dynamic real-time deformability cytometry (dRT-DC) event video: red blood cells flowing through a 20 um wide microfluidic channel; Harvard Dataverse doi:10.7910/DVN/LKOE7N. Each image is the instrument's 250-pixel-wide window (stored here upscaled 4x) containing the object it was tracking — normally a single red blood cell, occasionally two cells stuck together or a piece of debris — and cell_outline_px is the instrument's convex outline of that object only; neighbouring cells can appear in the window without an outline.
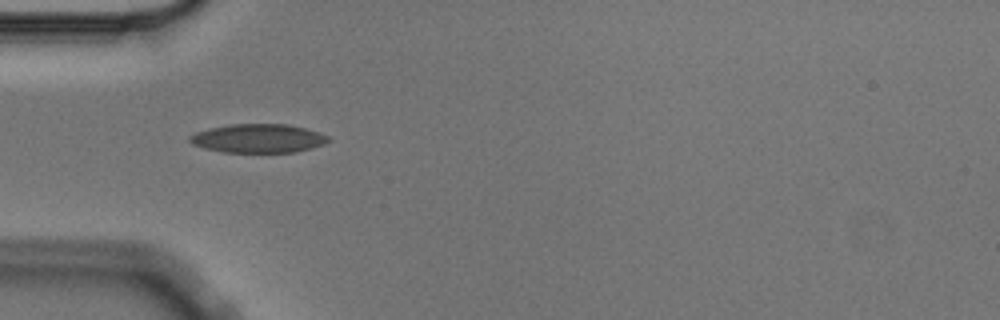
{"species": "Egyptian fruit bat (a non-hibernating species)", "species_latin": "Rousettus aegyptiacus", "temperature_condition": "cold", "stored_images_in_passage": 5, "camera_frame_rate_fps": 3000, "um_per_image_px": 0.085, "animal": {"sex": "male"}, "frame": {"image": 1, "passage_image": 4, "time_ms": 1.0, "image_size_px": [1000, 320], "cell_outline_px": [[332, 140], [324, 144], [312, 148], [296, 152], [224, 152], [204, 148], [192, 144], [188, 140], [188, 136], [196, 132], [212, 128], [232, 124], [288, 124], [320, 132], [328, 136]], "centroid_in_image_um": [21.98, 11.76], "position_along_channel_um": 63.0, "area_um2": 23.24}}
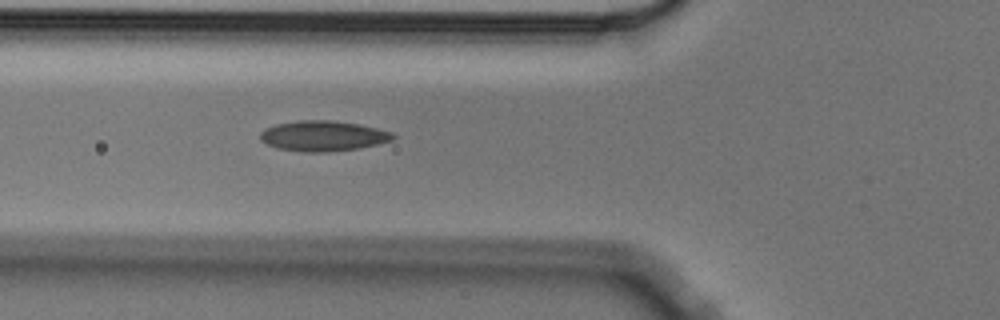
{"frame": {"image": 2, "passage_image": 5, "time_ms": 1.333, "image_size_px": [1000, 320], "cell_outline_px": [[396, 136], [392, 140], [360, 148], [328, 152], [304, 152], [280, 148], [268, 144], [260, 140], [260, 132], [264, 128], [276, 124], [296, 120], [328, 120], [360, 124], [392, 132]], "centroid_in_image_um": [27.45, 11.55], "position_along_channel_um": 98.3, "area_um2": 23.47}}